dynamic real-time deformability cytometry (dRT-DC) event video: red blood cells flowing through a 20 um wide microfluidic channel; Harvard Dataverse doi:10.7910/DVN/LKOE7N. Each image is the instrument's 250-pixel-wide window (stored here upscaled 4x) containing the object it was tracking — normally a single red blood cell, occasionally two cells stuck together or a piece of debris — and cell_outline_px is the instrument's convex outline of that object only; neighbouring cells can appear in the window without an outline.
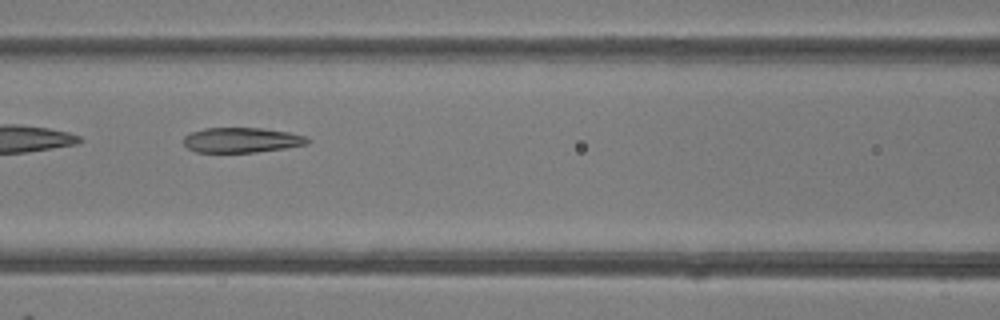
{"species": "common noctule bat (a hibernating species)", "species_latin": "Nyctalus noctula", "temperature_condition": "room temperature", "stored_images_in_passage": 8, "segment_of_instrument_passage": [1, 2], "camera_frame_rate_fps": 3000, "um_per_image_px": 0.085, "animal": {"sex": "female"}, "frame": {"image": 1, "passage_image": 7, "time_ms": 7.0, "image_size_px": [1000, 320], "cell_outline_px": [[312, 140], [308, 144], [284, 148], [256, 152], [196, 152], [188, 148], [184, 144], [184, 136], [192, 132], [204, 128], [264, 128], [288, 132], [304, 136]], "centroid_in_image_um": [20.55, 11.9], "position_along_channel_um": 146.1, "area_um2": 18.03}}